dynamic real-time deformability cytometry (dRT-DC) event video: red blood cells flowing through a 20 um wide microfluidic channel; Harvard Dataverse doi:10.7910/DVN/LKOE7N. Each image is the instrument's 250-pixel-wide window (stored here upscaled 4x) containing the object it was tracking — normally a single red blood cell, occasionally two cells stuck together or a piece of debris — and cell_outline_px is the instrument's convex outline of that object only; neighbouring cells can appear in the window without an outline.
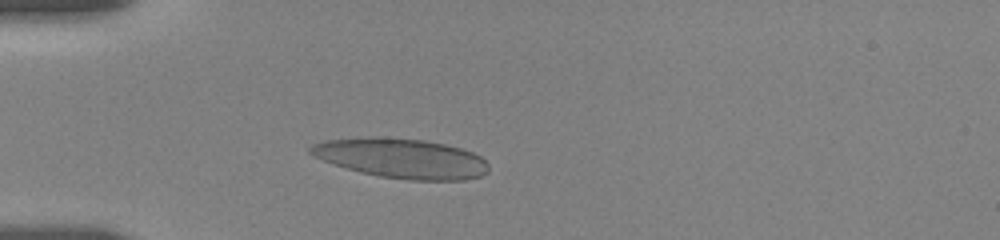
{"species": "human", "species_latin": "Homo sapiens", "temperature_condition": "room temperature", "stored_images_in_passage": 28, "camera_frame_rate_fps": 3000, "um_per_image_px": 0.085, "donor": {"sex": "female"}, "frame": {"image": 1, "passage_image": 4, "time_ms": 1.333, "image_size_px": [1000, 240], "cell_outline_px": [[488, 172], [480, 176], [464, 180], [408, 180], [380, 176], [360, 172], [312, 156], [308, 152], [308, 148], [312, 144], [324, 140], [372, 136], [376, 136], [424, 140], [444, 144], [460, 148], [472, 152], [480, 156], [488, 164]], "centroid_in_image_um": [34.11, 13.45], "position_along_channel_um": 50.9, "area_um2": 41.21}}
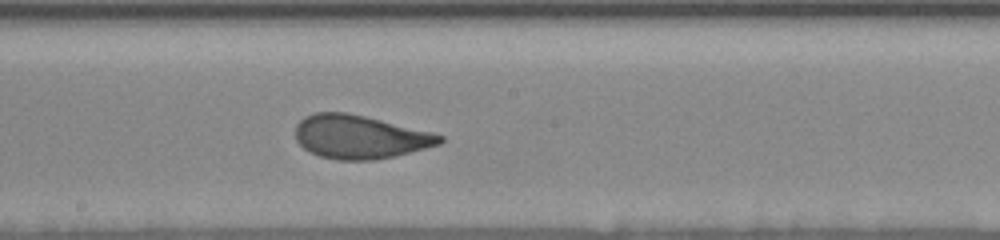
{"frame": {"image": 2, "passage_image": 15, "time_ms": 6.333, "image_size_px": [1000, 240], "cell_outline_px": [[444, 140], [440, 144], [396, 156], [376, 160], [336, 160], [320, 156], [308, 152], [296, 140], [296, 124], [304, 116], [316, 112], [344, 112], [364, 116], [432, 132], [444, 136]], "centroid_in_image_um": [30.57, 11.64], "position_along_channel_um": 217.6, "area_um2": 36.65}}
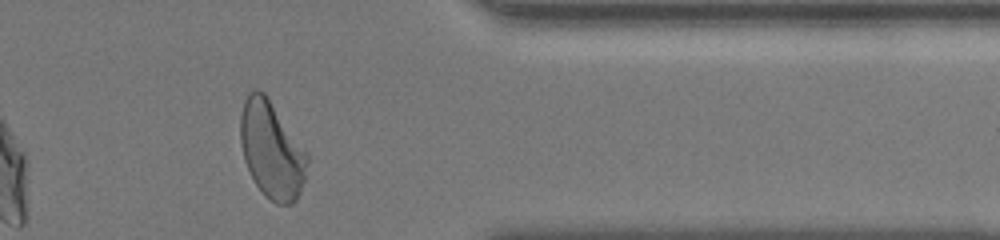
{"frame": {"image": 3, "passage_image": 26, "time_ms": 11.333, "image_size_px": [1000, 240], "cell_outline_px": [[308, 164], [304, 180], [300, 192], [296, 200], [292, 204], [276, 204], [256, 184], [244, 160], [240, 144], [240, 116], [244, 100], [248, 92], [252, 88], [256, 88], [264, 92], [308, 152]], "centroid_in_image_um": [23.09, 12.7], "position_along_channel_um": 388.3, "area_um2": 37.74}, "authors_computed_cell_mechanics": {"area_um2": 37.0787, "velocity_mm_per_s": 3.6382, "shape_relaxation_time_tau1_ms": 4.0613, "shape_relaxation_time_tau2_ms": null, "deformation_change_tau1": 0.1437, "deformation_change_tau2": null}}